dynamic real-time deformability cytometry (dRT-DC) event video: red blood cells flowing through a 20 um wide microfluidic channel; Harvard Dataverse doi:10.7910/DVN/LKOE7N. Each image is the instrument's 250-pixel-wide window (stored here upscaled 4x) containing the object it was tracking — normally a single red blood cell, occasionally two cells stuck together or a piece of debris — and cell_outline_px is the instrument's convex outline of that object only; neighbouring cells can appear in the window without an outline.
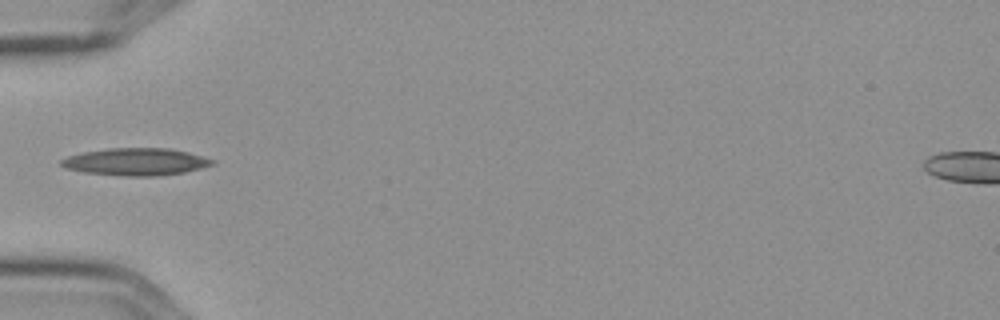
{"species": "Egyptian fruit bat (a non-hibernating species)", "species_latin": "Rousettus aegyptiacus", "temperature_condition": "cold", "stored_images_in_passage": 5, "camera_frame_rate_fps": 3000, "um_per_image_px": 0.085, "frame": {"image": 1, "passage_image": 5, "time_ms": 1.333, "image_size_px": [1000, 320], "cell_outline_px": [[216, 164], [184, 172], [156, 176], [124, 176], [84, 172], [68, 168], [60, 164], [60, 160], [68, 156], [84, 152], [108, 148], [168, 148], [188, 152], [216, 160]], "centroid_in_image_um": [11.58, 13.75], "position_along_channel_um": 73.4, "area_um2": 23.93}}